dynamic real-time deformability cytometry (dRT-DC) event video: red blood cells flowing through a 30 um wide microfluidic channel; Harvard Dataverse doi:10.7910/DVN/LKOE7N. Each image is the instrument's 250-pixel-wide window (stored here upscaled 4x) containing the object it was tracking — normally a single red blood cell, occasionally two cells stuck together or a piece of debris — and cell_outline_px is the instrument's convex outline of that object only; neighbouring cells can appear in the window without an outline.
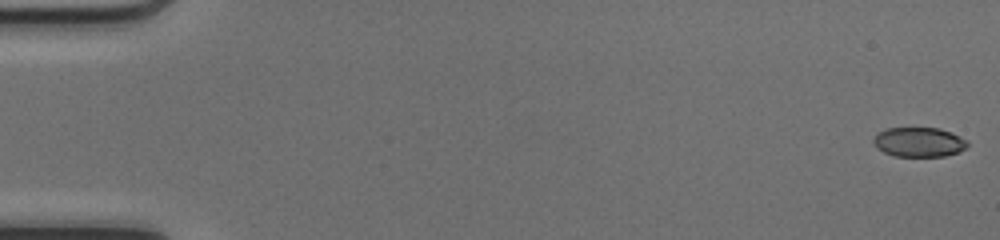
{"species": "common noctule bat (a hibernating species)", "species_latin": "Nyctalus noctula", "temperature_condition": "cold", "stored_images_in_passage": 50, "camera_frame_rate_fps": 3000, "um_per_image_px": 0.085, "animal": {"sex": "female", "body_mass_g": 17.0, "forearm_length_mm": 48.0}, "frame": {"image": 1, "passage_image": 1, "time_ms": 0.0, "image_size_px": [1000, 240], "cell_outline_px": [[968, 144], [964, 148], [956, 152], [944, 156], [896, 156], [884, 152], [876, 148], [872, 140], [880, 132], [888, 128], [936, 128], [948, 132], [968, 140]], "centroid_in_image_um": [78.08, 12.08], "position_along_channel_um": 6.9, "area_um2": 15.84}}
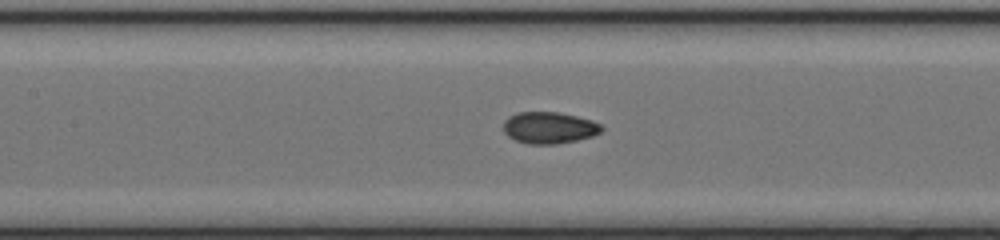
{"frame": {"image": 2, "passage_image": 24, "time_ms": 7.667, "image_size_px": [1000, 240], "cell_outline_px": [[604, 128], [600, 132], [592, 136], [576, 140], [556, 144], [528, 144], [516, 140], [508, 136], [504, 132], [504, 120], [508, 116], [516, 112], [560, 112], [592, 120], [600, 124]], "centroid_in_image_um": [46.66, 10.85], "position_along_channel_um": 160.7, "area_um2": 18.15}}
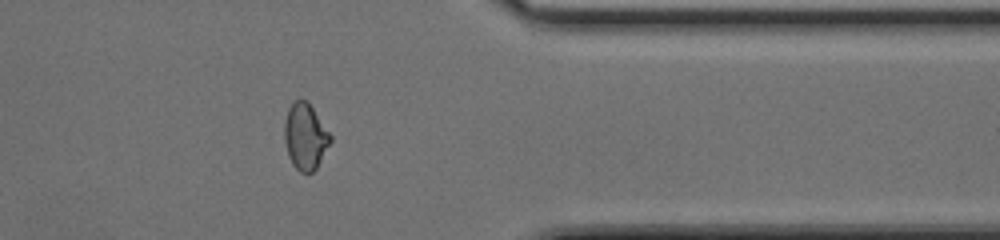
{"frame": {"image": 3, "passage_image": 41, "time_ms": 13.333, "image_size_px": [1000, 240], "cell_outline_px": [[332, 140], [316, 168], [312, 172], [300, 172], [292, 164], [288, 156], [284, 140], [284, 120], [288, 108], [296, 100], [308, 100], [332, 136]], "centroid_in_image_um": [25.94, 11.59], "position_along_channel_um": 385.5, "area_um2": 17.8}, "authors_computed_cell_mechanics": {"area_um2": 17.4556, "velocity_mm_per_s": 4.191, "shape_relaxation_time_tau1_ms": null, "shape_relaxation_time_tau2_ms": 1.3144, "deformation_change_tau1": null, "deformation_change_tau2": 0.0528}}